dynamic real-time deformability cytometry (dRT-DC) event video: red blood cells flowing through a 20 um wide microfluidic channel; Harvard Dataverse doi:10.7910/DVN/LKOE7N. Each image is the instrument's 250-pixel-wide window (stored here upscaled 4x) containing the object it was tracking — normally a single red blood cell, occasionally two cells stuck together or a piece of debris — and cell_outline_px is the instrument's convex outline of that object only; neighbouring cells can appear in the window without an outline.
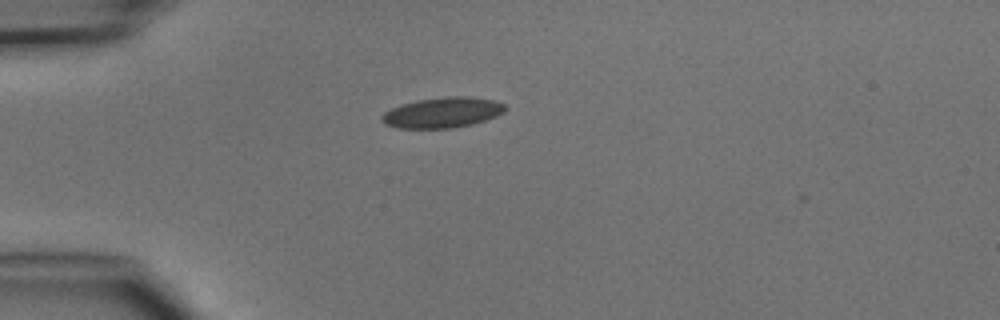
{"species": "common noctule bat (a hibernating species)", "species_latin": "Nyctalus noctula", "temperature_condition": "cold", "stored_images_in_passage": 3, "camera_frame_rate_fps": 3000, "um_per_image_px": 0.085, "animal": {"sex": "male", "body_mass_g": 15.6}, "frame": {"image": 1, "passage_image": 2, "time_ms": 1.333, "image_size_px": [1000, 320], "cell_outline_px": [[508, 108], [504, 112], [496, 116], [472, 124], [452, 128], [396, 128], [384, 124], [380, 120], [380, 116], [384, 112], [400, 104], [416, 100], [448, 96], [468, 96], [496, 100], [504, 104]], "centroid_in_image_um": [37.6, 9.56], "position_along_channel_um": 47.4, "area_um2": 22.14}}